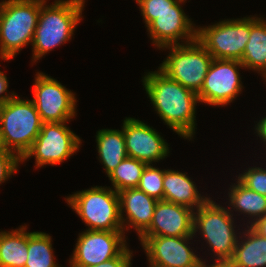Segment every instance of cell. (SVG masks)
Listing matches in <instances>:
<instances>
[{
  "label": "cell",
  "mask_w": 266,
  "mask_h": 267,
  "mask_svg": "<svg viewBox=\"0 0 266 267\" xmlns=\"http://www.w3.org/2000/svg\"><path fill=\"white\" fill-rule=\"evenodd\" d=\"M142 77L145 91L161 120L181 138L192 140L198 95L169 78L159 68Z\"/></svg>",
  "instance_id": "1"
},
{
  "label": "cell",
  "mask_w": 266,
  "mask_h": 267,
  "mask_svg": "<svg viewBox=\"0 0 266 267\" xmlns=\"http://www.w3.org/2000/svg\"><path fill=\"white\" fill-rule=\"evenodd\" d=\"M100 163L107 176L127 157L123 129H101L96 132Z\"/></svg>",
  "instance_id": "21"
},
{
  "label": "cell",
  "mask_w": 266,
  "mask_h": 267,
  "mask_svg": "<svg viewBox=\"0 0 266 267\" xmlns=\"http://www.w3.org/2000/svg\"><path fill=\"white\" fill-rule=\"evenodd\" d=\"M187 173L167 169L163 177V200L197 210L208 199L198 191V186Z\"/></svg>",
  "instance_id": "18"
},
{
  "label": "cell",
  "mask_w": 266,
  "mask_h": 267,
  "mask_svg": "<svg viewBox=\"0 0 266 267\" xmlns=\"http://www.w3.org/2000/svg\"><path fill=\"white\" fill-rule=\"evenodd\" d=\"M118 195L123 231L134 228L139 237L152 222L157 200L138 188L119 191Z\"/></svg>",
  "instance_id": "17"
},
{
  "label": "cell",
  "mask_w": 266,
  "mask_h": 267,
  "mask_svg": "<svg viewBox=\"0 0 266 267\" xmlns=\"http://www.w3.org/2000/svg\"><path fill=\"white\" fill-rule=\"evenodd\" d=\"M8 80L7 76L0 70V103H6L9 101L11 98H13L16 93L11 92L8 94ZM4 94V95H3Z\"/></svg>",
  "instance_id": "31"
},
{
  "label": "cell",
  "mask_w": 266,
  "mask_h": 267,
  "mask_svg": "<svg viewBox=\"0 0 266 267\" xmlns=\"http://www.w3.org/2000/svg\"><path fill=\"white\" fill-rule=\"evenodd\" d=\"M2 104L0 103V114H1Z\"/></svg>",
  "instance_id": "34"
},
{
  "label": "cell",
  "mask_w": 266,
  "mask_h": 267,
  "mask_svg": "<svg viewBox=\"0 0 266 267\" xmlns=\"http://www.w3.org/2000/svg\"><path fill=\"white\" fill-rule=\"evenodd\" d=\"M68 122L43 123L31 149L21 162L35 157V167L55 166L67 160L81 147V139L66 126Z\"/></svg>",
  "instance_id": "9"
},
{
  "label": "cell",
  "mask_w": 266,
  "mask_h": 267,
  "mask_svg": "<svg viewBox=\"0 0 266 267\" xmlns=\"http://www.w3.org/2000/svg\"><path fill=\"white\" fill-rule=\"evenodd\" d=\"M250 36V17L225 19L213 25L198 27L197 41L213 59L241 61Z\"/></svg>",
  "instance_id": "8"
},
{
  "label": "cell",
  "mask_w": 266,
  "mask_h": 267,
  "mask_svg": "<svg viewBox=\"0 0 266 267\" xmlns=\"http://www.w3.org/2000/svg\"><path fill=\"white\" fill-rule=\"evenodd\" d=\"M87 230L123 231L119 195L109 186H94L65 197Z\"/></svg>",
  "instance_id": "6"
},
{
  "label": "cell",
  "mask_w": 266,
  "mask_h": 267,
  "mask_svg": "<svg viewBox=\"0 0 266 267\" xmlns=\"http://www.w3.org/2000/svg\"><path fill=\"white\" fill-rule=\"evenodd\" d=\"M20 163L21 159L15 153L5 149L0 150V184L16 174Z\"/></svg>",
  "instance_id": "29"
},
{
  "label": "cell",
  "mask_w": 266,
  "mask_h": 267,
  "mask_svg": "<svg viewBox=\"0 0 266 267\" xmlns=\"http://www.w3.org/2000/svg\"><path fill=\"white\" fill-rule=\"evenodd\" d=\"M141 11V16L147 27L159 14L174 11V4L178 0H135Z\"/></svg>",
  "instance_id": "27"
},
{
  "label": "cell",
  "mask_w": 266,
  "mask_h": 267,
  "mask_svg": "<svg viewBox=\"0 0 266 267\" xmlns=\"http://www.w3.org/2000/svg\"><path fill=\"white\" fill-rule=\"evenodd\" d=\"M245 69L257 71L266 81V20L250 16V36L240 61Z\"/></svg>",
  "instance_id": "20"
},
{
  "label": "cell",
  "mask_w": 266,
  "mask_h": 267,
  "mask_svg": "<svg viewBox=\"0 0 266 267\" xmlns=\"http://www.w3.org/2000/svg\"><path fill=\"white\" fill-rule=\"evenodd\" d=\"M246 226L248 229L238 235L234 255L225 267H266V238Z\"/></svg>",
  "instance_id": "19"
},
{
  "label": "cell",
  "mask_w": 266,
  "mask_h": 267,
  "mask_svg": "<svg viewBox=\"0 0 266 267\" xmlns=\"http://www.w3.org/2000/svg\"><path fill=\"white\" fill-rule=\"evenodd\" d=\"M133 251L127 246L117 257L94 266H70V267H131Z\"/></svg>",
  "instance_id": "30"
},
{
  "label": "cell",
  "mask_w": 266,
  "mask_h": 267,
  "mask_svg": "<svg viewBox=\"0 0 266 267\" xmlns=\"http://www.w3.org/2000/svg\"><path fill=\"white\" fill-rule=\"evenodd\" d=\"M15 95L2 104L0 114V145L20 159L31 149L40 133L42 120L30 99Z\"/></svg>",
  "instance_id": "5"
},
{
  "label": "cell",
  "mask_w": 266,
  "mask_h": 267,
  "mask_svg": "<svg viewBox=\"0 0 266 267\" xmlns=\"http://www.w3.org/2000/svg\"><path fill=\"white\" fill-rule=\"evenodd\" d=\"M240 68L245 69L240 61L213 59L204 84L197 94L199 101L215 107H223L233 102L243 89Z\"/></svg>",
  "instance_id": "11"
},
{
  "label": "cell",
  "mask_w": 266,
  "mask_h": 267,
  "mask_svg": "<svg viewBox=\"0 0 266 267\" xmlns=\"http://www.w3.org/2000/svg\"><path fill=\"white\" fill-rule=\"evenodd\" d=\"M230 185L228 192L229 211L248 215L251 225L256 219L266 214V196H263L243 185L238 179ZM233 209V210H231Z\"/></svg>",
  "instance_id": "23"
},
{
  "label": "cell",
  "mask_w": 266,
  "mask_h": 267,
  "mask_svg": "<svg viewBox=\"0 0 266 267\" xmlns=\"http://www.w3.org/2000/svg\"><path fill=\"white\" fill-rule=\"evenodd\" d=\"M121 128L128 157L153 164L169 155L168 143L152 126L139 119L126 117Z\"/></svg>",
  "instance_id": "14"
},
{
  "label": "cell",
  "mask_w": 266,
  "mask_h": 267,
  "mask_svg": "<svg viewBox=\"0 0 266 267\" xmlns=\"http://www.w3.org/2000/svg\"><path fill=\"white\" fill-rule=\"evenodd\" d=\"M147 163L126 157L109 175L108 178L116 192L137 188Z\"/></svg>",
  "instance_id": "25"
},
{
  "label": "cell",
  "mask_w": 266,
  "mask_h": 267,
  "mask_svg": "<svg viewBox=\"0 0 266 267\" xmlns=\"http://www.w3.org/2000/svg\"><path fill=\"white\" fill-rule=\"evenodd\" d=\"M124 231L86 230L79 233L70 266H94L117 257L126 247Z\"/></svg>",
  "instance_id": "13"
},
{
  "label": "cell",
  "mask_w": 266,
  "mask_h": 267,
  "mask_svg": "<svg viewBox=\"0 0 266 267\" xmlns=\"http://www.w3.org/2000/svg\"><path fill=\"white\" fill-rule=\"evenodd\" d=\"M260 119L261 120L255 125V134H257V137L259 136L266 145V116Z\"/></svg>",
  "instance_id": "33"
},
{
  "label": "cell",
  "mask_w": 266,
  "mask_h": 267,
  "mask_svg": "<svg viewBox=\"0 0 266 267\" xmlns=\"http://www.w3.org/2000/svg\"><path fill=\"white\" fill-rule=\"evenodd\" d=\"M248 226L261 237L266 238V214L256 219L251 225Z\"/></svg>",
  "instance_id": "32"
},
{
  "label": "cell",
  "mask_w": 266,
  "mask_h": 267,
  "mask_svg": "<svg viewBox=\"0 0 266 267\" xmlns=\"http://www.w3.org/2000/svg\"><path fill=\"white\" fill-rule=\"evenodd\" d=\"M162 49H168L170 52L158 68L169 78L198 94L213 60L212 55L197 39L187 44Z\"/></svg>",
  "instance_id": "7"
},
{
  "label": "cell",
  "mask_w": 266,
  "mask_h": 267,
  "mask_svg": "<svg viewBox=\"0 0 266 267\" xmlns=\"http://www.w3.org/2000/svg\"><path fill=\"white\" fill-rule=\"evenodd\" d=\"M46 0L0 2V58L13 59L33 42L41 5Z\"/></svg>",
  "instance_id": "4"
},
{
  "label": "cell",
  "mask_w": 266,
  "mask_h": 267,
  "mask_svg": "<svg viewBox=\"0 0 266 267\" xmlns=\"http://www.w3.org/2000/svg\"><path fill=\"white\" fill-rule=\"evenodd\" d=\"M185 1L178 0L174 4V11H166L159 14L147 26L152 44L157 49L161 50L163 47L187 44L196 40L198 26H195L196 24L188 18L182 9L181 4L185 3Z\"/></svg>",
  "instance_id": "15"
},
{
  "label": "cell",
  "mask_w": 266,
  "mask_h": 267,
  "mask_svg": "<svg viewBox=\"0 0 266 267\" xmlns=\"http://www.w3.org/2000/svg\"><path fill=\"white\" fill-rule=\"evenodd\" d=\"M33 99L43 123L68 122L76 116L75 93L43 72H36Z\"/></svg>",
  "instance_id": "10"
},
{
  "label": "cell",
  "mask_w": 266,
  "mask_h": 267,
  "mask_svg": "<svg viewBox=\"0 0 266 267\" xmlns=\"http://www.w3.org/2000/svg\"><path fill=\"white\" fill-rule=\"evenodd\" d=\"M52 237L44 232H28V258L25 267H61L56 263Z\"/></svg>",
  "instance_id": "24"
},
{
  "label": "cell",
  "mask_w": 266,
  "mask_h": 267,
  "mask_svg": "<svg viewBox=\"0 0 266 267\" xmlns=\"http://www.w3.org/2000/svg\"><path fill=\"white\" fill-rule=\"evenodd\" d=\"M237 179L247 188L266 196V168L248 167Z\"/></svg>",
  "instance_id": "28"
},
{
  "label": "cell",
  "mask_w": 266,
  "mask_h": 267,
  "mask_svg": "<svg viewBox=\"0 0 266 267\" xmlns=\"http://www.w3.org/2000/svg\"><path fill=\"white\" fill-rule=\"evenodd\" d=\"M194 210L173 202L159 200L150 226L140 236H194Z\"/></svg>",
  "instance_id": "16"
},
{
  "label": "cell",
  "mask_w": 266,
  "mask_h": 267,
  "mask_svg": "<svg viewBox=\"0 0 266 267\" xmlns=\"http://www.w3.org/2000/svg\"><path fill=\"white\" fill-rule=\"evenodd\" d=\"M194 237L139 236L138 239L146 252L149 267H209L206 259L198 257L188 246Z\"/></svg>",
  "instance_id": "12"
},
{
  "label": "cell",
  "mask_w": 266,
  "mask_h": 267,
  "mask_svg": "<svg viewBox=\"0 0 266 267\" xmlns=\"http://www.w3.org/2000/svg\"><path fill=\"white\" fill-rule=\"evenodd\" d=\"M41 5L32 42V63L60 45L71 40L82 20L85 0H55Z\"/></svg>",
  "instance_id": "2"
},
{
  "label": "cell",
  "mask_w": 266,
  "mask_h": 267,
  "mask_svg": "<svg viewBox=\"0 0 266 267\" xmlns=\"http://www.w3.org/2000/svg\"><path fill=\"white\" fill-rule=\"evenodd\" d=\"M28 258L26 225L0 232V267H25Z\"/></svg>",
  "instance_id": "22"
},
{
  "label": "cell",
  "mask_w": 266,
  "mask_h": 267,
  "mask_svg": "<svg viewBox=\"0 0 266 267\" xmlns=\"http://www.w3.org/2000/svg\"><path fill=\"white\" fill-rule=\"evenodd\" d=\"M165 170L153 167V164H147L137 188L157 201L163 200V177Z\"/></svg>",
  "instance_id": "26"
},
{
  "label": "cell",
  "mask_w": 266,
  "mask_h": 267,
  "mask_svg": "<svg viewBox=\"0 0 266 267\" xmlns=\"http://www.w3.org/2000/svg\"><path fill=\"white\" fill-rule=\"evenodd\" d=\"M233 213L209 198L194 210V235L200 232L215 260L209 267H225L232 259L238 236Z\"/></svg>",
  "instance_id": "3"
}]
</instances>
